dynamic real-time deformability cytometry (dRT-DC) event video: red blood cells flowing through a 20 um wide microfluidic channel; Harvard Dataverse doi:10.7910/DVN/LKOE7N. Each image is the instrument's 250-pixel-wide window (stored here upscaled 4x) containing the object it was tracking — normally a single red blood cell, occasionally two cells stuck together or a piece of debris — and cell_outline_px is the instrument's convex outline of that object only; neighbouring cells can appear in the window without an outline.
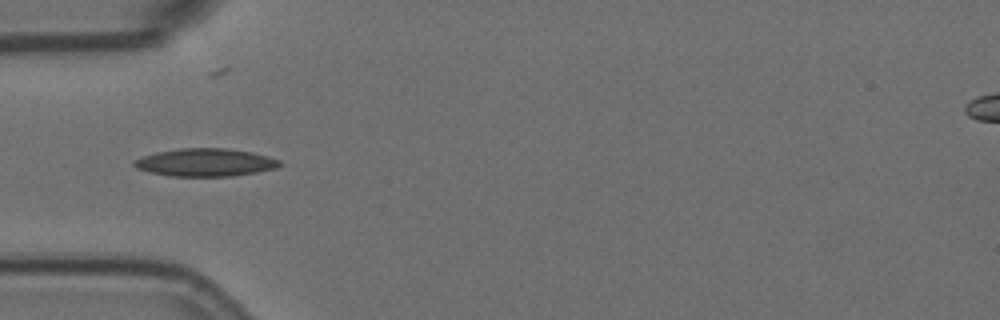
{"species": "Egyptian fruit bat (a non-hibernating species)", "species_latin": "Rousettus aegyptiacus", "temperature_condition": "room temperature", "stored_images_in_passage": 1, "camera_frame_rate_fps": 3000, "um_per_image_px": 0.085, "animal": {"sex": "female"}, "frame": {"image": 1, "passage_image": 1, "time_ms": 0.0, "image_size_px": [1000, 320], "cell_outline_px": [[284, 164], [276, 168], [256, 172], [232, 176], [168, 176], [148, 172], [136, 168], [132, 164], [132, 160], [156, 152], [180, 148], [228, 148], [252, 152], [268, 156], [280, 160]], "centroid_in_image_um": [17.45, 13.8], "position_along_channel_um": 67.6, "area_um2": 23.81}}